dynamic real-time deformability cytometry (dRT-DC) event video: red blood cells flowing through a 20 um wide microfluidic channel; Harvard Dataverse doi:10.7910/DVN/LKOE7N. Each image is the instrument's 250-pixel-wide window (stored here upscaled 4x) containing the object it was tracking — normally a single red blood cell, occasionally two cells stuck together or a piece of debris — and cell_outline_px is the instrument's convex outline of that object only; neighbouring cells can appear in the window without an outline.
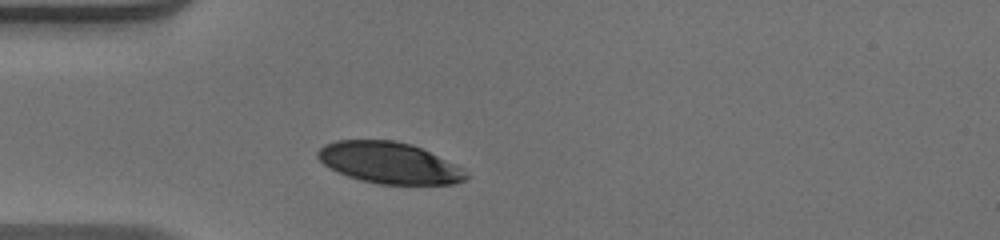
{"species": "human", "species_latin": "Homo sapiens", "temperature_condition": "warm", "stored_images_in_passage": 31, "camera_frame_rate_fps": 3000, "um_per_image_px": 0.085, "donor": {"sex": "male"}, "frame": {"image": 1, "passage_image": 1, "time_ms": 0.0, "image_size_px": [1000, 240], "cell_outline_px": [[472, 176], [464, 180], [452, 184], [380, 184], [360, 180], [348, 176], [324, 164], [316, 156], [316, 152], [324, 144], [336, 140], [392, 140], [412, 144], [464, 168]], "centroid_in_image_um": [33.11, 13.84], "position_along_channel_um": 51.9, "area_um2": 35.66}}
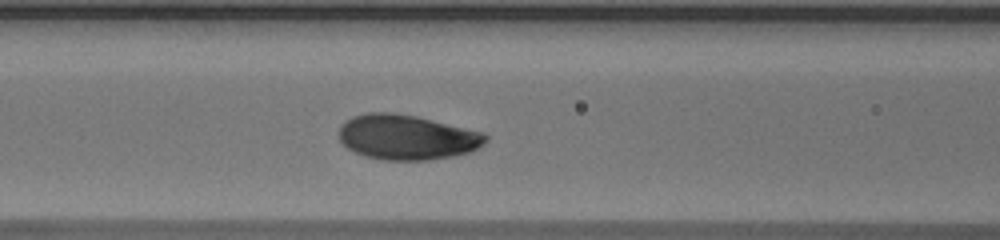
{"frame": {"image": 2, "passage_image": 8, "time_ms": 2.333, "image_size_px": [1000, 240], "cell_outline_px": [[488, 140], [484, 144], [468, 152], [452, 156], [428, 160], [380, 160], [356, 152], [348, 148], [340, 140], [340, 124], [344, 120], [352, 116], [368, 112], [392, 112], [416, 116], [484, 132], [488, 136]], "centroid_in_image_um": [34.58, 11.65], "position_along_channel_um": 132.0, "area_um2": 38.44}}
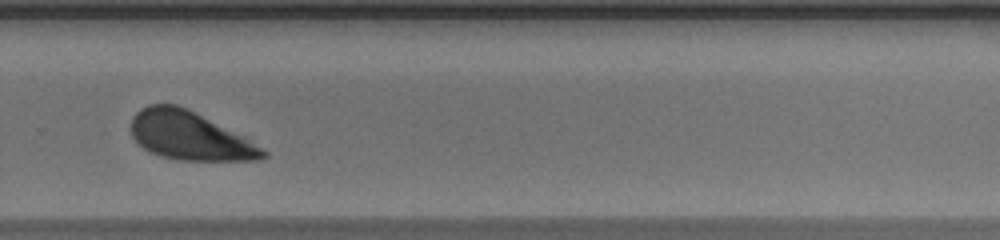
{"frame": {"image": 3, "passage_image": 22, "time_ms": 7.0, "image_size_px": [1000, 240], "cell_outline_px": [[268, 156], [260, 160], [180, 160], [160, 156], [144, 148], [132, 136], [132, 116], [140, 108], [148, 104], [176, 104], [264, 148], [268, 152]], "centroid_in_image_um": [16.08, 11.56], "position_along_channel_um": 313.7, "area_um2": 36.24}, "authors_computed_cell_mechanics": {"area_um2": 38.6104, "velocity_mm_per_s": 3.901, "shape_relaxation_time_tau1_ms": 2.4943, "shape_relaxation_time_tau2_ms": null, "deformation_change_tau1": 0.1347, "deformation_change_tau2": null}}